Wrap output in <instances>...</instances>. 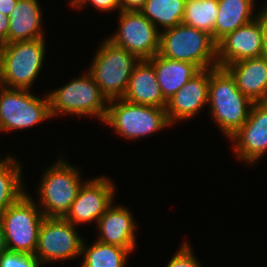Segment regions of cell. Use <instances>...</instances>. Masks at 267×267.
<instances>
[{
	"label": "cell",
	"instance_id": "obj_1",
	"mask_svg": "<svg viewBox=\"0 0 267 267\" xmlns=\"http://www.w3.org/2000/svg\"><path fill=\"white\" fill-rule=\"evenodd\" d=\"M252 104L226 68H210L208 110L225 138L233 136L247 121Z\"/></svg>",
	"mask_w": 267,
	"mask_h": 267
},
{
	"label": "cell",
	"instance_id": "obj_2",
	"mask_svg": "<svg viewBox=\"0 0 267 267\" xmlns=\"http://www.w3.org/2000/svg\"><path fill=\"white\" fill-rule=\"evenodd\" d=\"M47 95L53 118L66 114L78 117L92 116L101 122L105 119L109 101L101 93L88 70L61 88L49 91Z\"/></svg>",
	"mask_w": 267,
	"mask_h": 267
},
{
	"label": "cell",
	"instance_id": "obj_3",
	"mask_svg": "<svg viewBox=\"0 0 267 267\" xmlns=\"http://www.w3.org/2000/svg\"><path fill=\"white\" fill-rule=\"evenodd\" d=\"M46 38L0 45V85L10 89H32L40 74Z\"/></svg>",
	"mask_w": 267,
	"mask_h": 267
},
{
	"label": "cell",
	"instance_id": "obj_4",
	"mask_svg": "<svg viewBox=\"0 0 267 267\" xmlns=\"http://www.w3.org/2000/svg\"><path fill=\"white\" fill-rule=\"evenodd\" d=\"M80 169L60 159L47 167L38 184V207L48 218H64L83 184ZM40 203V204H39Z\"/></svg>",
	"mask_w": 267,
	"mask_h": 267
},
{
	"label": "cell",
	"instance_id": "obj_5",
	"mask_svg": "<svg viewBox=\"0 0 267 267\" xmlns=\"http://www.w3.org/2000/svg\"><path fill=\"white\" fill-rule=\"evenodd\" d=\"M158 55L195 64L201 70L218 66L212 36L183 23L160 32Z\"/></svg>",
	"mask_w": 267,
	"mask_h": 267
},
{
	"label": "cell",
	"instance_id": "obj_6",
	"mask_svg": "<svg viewBox=\"0 0 267 267\" xmlns=\"http://www.w3.org/2000/svg\"><path fill=\"white\" fill-rule=\"evenodd\" d=\"M91 60L88 71L106 99L110 101L123 98L131 73L140 60L107 37L100 43Z\"/></svg>",
	"mask_w": 267,
	"mask_h": 267
},
{
	"label": "cell",
	"instance_id": "obj_7",
	"mask_svg": "<svg viewBox=\"0 0 267 267\" xmlns=\"http://www.w3.org/2000/svg\"><path fill=\"white\" fill-rule=\"evenodd\" d=\"M117 135L135 141L172 127L166 109L135 104L123 98L110 100L104 121Z\"/></svg>",
	"mask_w": 267,
	"mask_h": 267
},
{
	"label": "cell",
	"instance_id": "obj_8",
	"mask_svg": "<svg viewBox=\"0 0 267 267\" xmlns=\"http://www.w3.org/2000/svg\"><path fill=\"white\" fill-rule=\"evenodd\" d=\"M44 217L37 201L27 193L0 214L8 251L34 255Z\"/></svg>",
	"mask_w": 267,
	"mask_h": 267
},
{
	"label": "cell",
	"instance_id": "obj_9",
	"mask_svg": "<svg viewBox=\"0 0 267 267\" xmlns=\"http://www.w3.org/2000/svg\"><path fill=\"white\" fill-rule=\"evenodd\" d=\"M0 86V132L26 130L51 119L49 98Z\"/></svg>",
	"mask_w": 267,
	"mask_h": 267
},
{
	"label": "cell",
	"instance_id": "obj_10",
	"mask_svg": "<svg viewBox=\"0 0 267 267\" xmlns=\"http://www.w3.org/2000/svg\"><path fill=\"white\" fill-rule=\"evenodd\" d=\"M64 218L44 217L38 232L35 256L42 265L74 260L81 255L84 237Z\"/></svg>",
	"mask_w": 267,
	"mask_h": 267
},
{
	"label": "cell",
	"instance_id": "obj_11",
	"mask_svg": "<svg viewBox=\"0 0 267 267\" xmlns=\"http://www.w3.org/2000/svg\"><path fill=\"white\" fill-rule=\"evenodd\" d=\"M118 14V30L107 38L139 60L158 54L160 31L140 11L121 10Z\"/></svg>",
	"mask_w": 267,
	"mask_h": 267
},
{
	"label": "cell",
	"instance_id": "obj_12",
	"mask_svg": "<svg viewBox=\"0 0 267 267\" xmlns=\"http://www.w3.org/2000/svg\"><path fill=\"white\" fill-rule=\"evenodd\" d=\"M115 185L114 180L105 175L85 180L64 219L76 227L92 221L97 225L100 217L115 200Z\"/></svg>",
	"mask_w": 267,
	"mask_h": 267
},
{
	"label": "cell",
	"instance_id": "obj_13",
	"mask_svg": "<svg viewBox=\"0 0 267 267\" xmlns=\"http://www.w3.org/2000/svg\"><path fill=\"white\" fill-rule=\"evenodd\" d=\"M229 140L238 160L248 166L267 153V101L253 102L247 121Z\"/></svg>",
	"mask_w": 267,
	"mask_h": 267
},
{
	"label": "cell",
	"instance_id": "obj_14",
	"mask_svg": "<svg viewBox=\"0 0 267 267\" xmlns=\"http://www.w3.org/2000/svg\"><path fill=\"white\" fill-rule=\"evenodd\" d=\"M262 8L257 18L228 33L217 43L219 67L225 68L241 60L263 57Z\"/></svg>",
	"mask_w": 267,
	"mask_h": 267
},
{
	"label": "cell",
	"instance_id": "obj_15",
	"mask_svg": "<svg viewBox=\"0 0 267 267\" xmlns=\"http://www.w3.org/2000/svg\"><path fill=\"white\" fill-rule=\"evenodd\" d=\"M210 68L201 70L167 101V117L171 125L194 118L208 105Z\"/></svg>",
	"mask_w": 267,
	"mask_h": 267
},
{
	"label": "cell",
	"instance_id": "obj_16",
	"mask_svg": "<svg viewBox=\"0 0 267 267\" xmlns=\"http://www.w3.org/2000/svg\"><path fill=\"white\" fill-rule=\"evenodd\" d=\"M113 202L97 222L96 240L110 245L136 250L137 223L128 207ZM136 235V236H135Z\"/></svg>",
	"mask_w": 267,
	"mask_h": 267
},
{
	"label": "cell",
	"instance_id": "obj_17",
	"mask_svg": "<svg viewBox=\"0 0 267 267\" xmlns=\"http://www.w3.org/2000/svg\"><path fill=\"white\" fill-rule=\"evenodd\" d=\"M123 99L135 104L166 109L167 101L156 79L154 65L149 60H140L136 64Z\"/></svg>",
	"mask_w": 267,
	"mask_h": 267
},
{
	"label": "cell",
	"instance_id": "obj_18",
	"mask_svg": "<svg viewBox=\"0 0 267 267\" xmlns=\"http://www.w3.org/2000/svg\"><path fill=\"white\" fill-rule=\"evenodd\" d=\"M238 89L252 102L267 101V60L263 57L241 60L225 67Z\"/></svg>",
	"mask_w": 267,
	"mask_h": 267
},
{
	"label": "cell",
	"instance_id": "obj_19",
	"mask_svg": "<svg viewBox=\"0 0 267 267\" xmlns=\"http://www.w3.org/2000/svg\"><path fill=\"white\" fill-rule=\"evenodd\" d=\"M42 16L38 0H18L9 16V34L5 44L45 38Z\"/></svg>",
	"mask_w": 267,
	"mask_h": 267
},
{
	"label": "cell",
	"instance_id": "obj_20",
	"mask_svg": "<svg viewBox=\"0 0 267 267\" xmlns=\"http://www.w3.org/2000/svg\"><path fill=\"white\" fill-rule=\"evenodd\" d=\"M149 61L154 65L156 79L166 101L201 71L195 64L161 57L158 54Z\"/></svg>",
	"mask_w": 267,
	"mask_h": 267
},
{
	"label": "cell",
	"instance_id": "obj_21",
	"mask_svg": "<svg viewBox=\"0 0 267 267\" xmlns=\"http://www.w3.org/2000/svg\"><path fill=\"white\" fill-rule=\"evenodd\" d=\"M255 0H218V14L214 26V41L218 43L228 33L244 26L260 14L254 12Z\"/></svg>",
	"mask_w": 267,
	"mask_h": 267
},
{
	"label": "cell",
	"instance_id": "obj_22",
	"mask_svg": "<svg viewBox=\"0 0 267 267\" xmlns=\"http://www.w3.org/2000/svg\"><path fill=\"white\" fill-rule=\"evenodd\" d=\"M94 242V243H93ZM86 245L83 240L80 267H125L131 252L123 247L102 243L94 240ZM87 246V247H86ZM89 246V247H88Z\"/></svg>",
	"mask_w": 267,
	"mask_h": 267
},
{
	"label": "cell",
	"instance_id": "obj_23",
	"mask_svg": "<svg viewBox=\"0 0 267 267\" xmlns=\"http://www.w3.org/2000/svg\"><path fill=\"white\" fill-rule=\"evenodd\" d=\"M185 3L186 0H147L139 11L161 32L182 23Z\"/></svg>",
	"mask_w": 267,
	"mask_h": 267
},
{
	"label": "cell",
	"instance_id": "obj_24",
	"mask_svg": "<svg viewBox=\"0 0 267 267\" xmlns=\"http://www.w3.org/2000/svg\"><path fill=\"white\" fill-rule=\"evenodd\" d=\"M22 170L21 161L11 155L0 165V214L27 192Z\"/></svg>",
	"mask_w": 267,
	"mask_h": 267
},
{
	"label": "cell",
	"instance_id": "obj_25",
	"mask_svg": "<svg viewBox=\"0 0 267 267\" xmlns=\"http://www.w3.org/2000/svg\"><path fill=\"white\" fill-rule=\"evenodd\" d=\"M218 0L186 1L182 23L204 31L214 40Z\"/></svg>",
	"mask_w": 267,
	"mask_h": 267
},
{
	"label": "cell",
	"instance_id": "obj_26",
	"mask_svg": "<svg viewBox=\"0 0 267 267\" xmlns=\"http://www.w3.org/2000/svg\"><path fill=\"white\" fill-rule=\"evenodd\" d=\"M42 263L33 254L6 251L0 255V267H40Z\"/></svg>",
	"mask_w": 267,
	"mask_h": 267
},
{
	"label": "cell",
	"instance_id": "obj_27",
	"mask_svg": "<svg viewBox=\"0 0 267 267\" xmlns=\"http://www.w3.org/2000/svg\"><path fill=\"white\" fill-rule=\"evenodd\" d=\"M201 265L190 244L185 241L165 267H203Z\"/></svg>",
	"mask_w": 267,
	"mask_h": 267
},
{
	"label": "cell",
	"instance_id": "obj_28",
	"mask_svg": "<svg viewBox=\"0 0 267 267\" xmlns=\"http://www.w3.org/2000/svg\"><path fill=\"white\" fill-rule=\"evenodd\" d=\"M70 7L75 9H83L85 5H92L100 12H108L118 10V13L121 11L119 6V0H68Z\"/></svg>",
	"mask_w": 267,
	"mask_h": 267
},
{
	"label": "cell",
	"instance_id": "obj_29",
	"mask_svg": "<svg viewBox=\"0 0 267 267\" xmlns=\"http://www.w3.org/2000/svg\"><path fill=\"white\" fill-rule=\"evenodd\" d=\"M147 0H119V6L124 11H139Z\"/></svg>",
	"mask_w": 267,
	"mask_h": 267
},
{
	"label": "cell",
	"instance_id": "obj_30",
	"mask_svg": "<svg viewBox=\"0 0 267 267\" xmlns=\"http://www.w3.org/2000/svg\"><path fill=\"white\" fill-rule=\"evenodd\" d=\"M9 17L5 16L0 12V45L7 42V37L9 34Z\"/></svg>",
	"mask_w": 267,
	"mask_h": 267
},
{
	"label": "cell",
	"instance_id": "obj_31",
	"mask_svg": "<svg viewBox=\"0 0 267 267\" xmlns=\"http://www.w3.org/2000/svg\"><path fill=\"white\" fill-rule=\"evenodd\" d=\"M262 8V28H263V58L267 60V2Z\"/></svg>",
	"mask_w": 267,
	"mask_h": 267
},
{
	"label": "cell",
	"instance_id": "obj_32",
	"mask_svg": "<svg viewBox=\"0 0 267 267\" xmlns=\"http://www.w3.org/2000/svg\"><path fill=\"white\" fill-rule=\"evenodd\" d=\"M18 0H0V12L5 16H10Z\"/></svg>",
	"mask_w": 267,
	"mask_h": 267
},
{
	"label": "cell",
	"instance_id": "obj_33",
	"mask_svg": "<svg viewBox=\"0 0 267 267\" xmlns=\"http://www.w3.org/2000/svg\"><path fill=\"white\" fill-rule=\"evenodd\" d=\"M8 251L5 234L3 230L2 223L0 221V255L4 252Z\"/></svg>",
	"mask_w": 267,
	"mask_h": 267
},
{
	"label": "cell",
	"instance_id": "obj_34",
	"mask_svg": "<svg viewBox=\"0 0 267 267\" xmlns=\"http://www.w3.org/2000/svg\"><path fill=\"white\" fill-rule=\"evenodd\" d=\"M10 156V154H8L7 156H5L4 157V159H3V157L2 158H0V165H2L6 160H7V158ZM1 157V156H0Z\"/></svg>",
	"mask_w": 267,
	"mask_h": 267
}]
</instances>
